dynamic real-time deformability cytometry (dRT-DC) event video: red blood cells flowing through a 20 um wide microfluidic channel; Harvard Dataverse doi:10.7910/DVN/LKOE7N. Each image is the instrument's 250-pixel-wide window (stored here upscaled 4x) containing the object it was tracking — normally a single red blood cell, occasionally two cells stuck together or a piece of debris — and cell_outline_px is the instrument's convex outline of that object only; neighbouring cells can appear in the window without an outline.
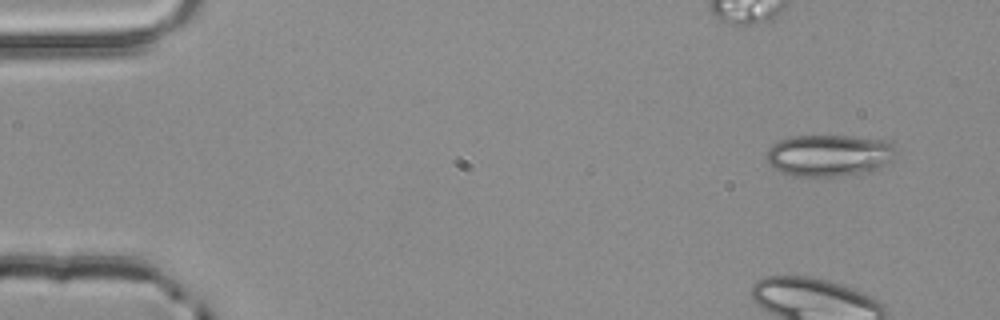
{"species": "common noctule bat (a hibernating species)", "species_latin": "Nyctalus noctula", "temperature_condition": "room temperature", "stored_images_in_passage": 2, "camera_frame_rate_fps": 3000, "um_per_image_px": 0.085, "animal": {"sex": "male", "body_mass_g": 20.4}, "frame": {"image": 1, "passage_image": 2, "time_ms": 0.333, "image_size_px": [1000, 320], "cell_outline_px": [[896, 148], [892, 160], [876, 172], [832, 176], [792, 176], [780, 172], [772, 168], [768, 164], [764, 156], [768, 148], [772, 144], [780, 140], [792, 136], [852, 136], [892, 140]], "centroid_in_image_um": [70.5, 13.21], "position_along_channel_um": 14.5, "area_um2": 32.37}}